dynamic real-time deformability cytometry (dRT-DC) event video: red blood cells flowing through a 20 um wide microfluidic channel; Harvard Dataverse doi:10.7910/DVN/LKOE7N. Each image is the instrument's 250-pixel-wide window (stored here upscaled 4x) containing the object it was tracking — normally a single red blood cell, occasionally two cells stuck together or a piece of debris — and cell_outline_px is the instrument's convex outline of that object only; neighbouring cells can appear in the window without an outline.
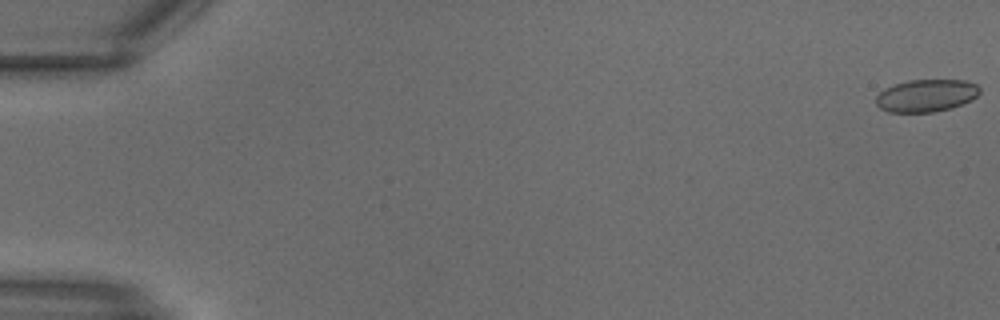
{"species": "common noctule bat (a hibernating species)", "species_latin": "Nyctalus noctula", "temperature_condition": "warm", "stored_images_in_passage": 9, "camera_frame_rate_fps": 3000, "um_per_image_px": 0.085, "animal": {"sex": "male", "body_mass_g": 18.8}, "frame": {"image": 1, "passage_image": 1, "time_ms": 0.0, "image_size_px": [1000, 320], "cell_outline_px": [[980, 92], [972, 100], [952, 108], [936, 112], [888, 112], [880, 108], [876, 104], [876, 96], [884, 88], [908, 80], [964, 80], [976, 84], [980, 88]], "centroid_in_image_um": [78.73, 8.13], "position_along_channel_um": 6.3, "area_um2": 19.71}}